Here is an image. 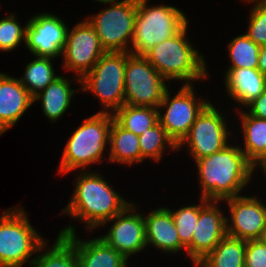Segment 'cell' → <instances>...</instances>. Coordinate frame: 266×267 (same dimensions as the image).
Masks as SVG:
<instances>
[{
    "label": "cell",
    "mask_w": 266,
    "mask_h": 267,
    "mask_svg": "<svg viewBox=\"0 0 266 267\" xmlns=\"http://www.w3.org/2000/svg\"><path fill=\"white\" fill-rule=\"evenodd\" d=\"M202 194L200 198L221 202L240 196L253 176L254 166L239 145H226L218 152L196 160Z\"/></svg>",
    "instance_id": "1"
},
{
    "label": "cell",
    "mask_w": 266,
    "mask_h": 267,
    "mask_svg": "<svg viewBox=\"0 0 266 267\" xmlns=\"http://www.w3.org/2000/svg\"><path fill=\"white\" fill-rule=\"evenodd\" d=\"M81 172L75 180V191L63 213L82 220L87 231L111 220L130 203L111 188L99 173Z\"/></svg>",
    "instance_id": "2"
},
{
    "label": "cell",
    "mask_w": 266,
    "mask_h": 267,
    "mask_svg": "<svg viewBox=\"0 0 266 267\" xmlns=\"http://www.w3.org/2000/svg\"><path fill=\"white\" fill-rule=\"evenodd\" d=\"M188 25L143 54L167 81L183 80L185 84H192L209 77L205 59L186 38Z\"/></svg>",
    "instance_id": "3"
},
{
    "label": "cell",
    "mask_w": 266,
    "mask_h": 267,
    "mask_svg": "<svg viewBox=\"0 0 266 267\" xmlns=\"http://www.w3.org/2000/svg\"><path fill=\"white\" fill-rule=\"evenodd\" d=\"M113 114L98 112L73 132L68 139L60 161L59 173L67 174L78 168L86 169L92 163L103 161L106 144L109 143V131Z\"/></svg>",
    "instance_id": "4"
},
{
    "label": "cell",
    "mask_w": 266,
    "mask_h": 267,
    "mask_svg": "<svg viewBox=\"0 0 266 267\" xmlns=\"http://www.w3.org/2000/svg\"><path fill=\"white\" fill-rule=\"evenodd\" d=\"M0 216V267H21L29 258L46 248L47 239L31 226L28 214L13 207Z\"/></svg>",
    "instance_id": "5"
},
{
    "label": "cell",
    "mask_w": 266,
    "mask_h": 267,
    "mask_svg": "<svg viewBox=\"0 0 266 267\" xmlns=\"http://www.w3.org/2000/svg\"><path fill=\"white\" fill-rule=\"evenodd\" d=\"M149 0H137V13L130 53L143 55L151 47L174 36L187 24V16L173 6L147 4Z\"/></svg>",
    "instance_id": "6"
},
{
    "label": "cell",
    "mask_w": 266,
    "mask_h": 267,
    "mask_svg": "<svg viewBox=\"0 0 266 267\" xmlns=\"http://www.w3.org/2000/svg\"><path fill=\"white\" fill-rule=\"evenodd\" d=\"M126 60L127 52H105L80 79L81 89L85 92L91 91L100 99L104 108L99 112L114 114L125 104Z\"/></svg>",
    "instance_id": "7"
},
{
    "label": "cell",
    "mask_w": 266,
    "mask_h": 267,
    "mask_svg": "<svg viewBox=\"0 0 266 267\" xmlns=\"http://www.w3.org/2000/svg\"><path fill=\"white\" fill-rule=\"evenodd\" d=\"M109 4L111 7L90 16L87 21L93 26L105 52H130L137 0H113Z\"/></svg>",
    "instance_id": "8"
},
{
    "label": "cell",
    "mask_w": 266,
    "mask_h": 267,
    "mask_svg": "<svg viewBox=\"0 0 266 267\" xmlns=\"http://www.w3.org/2000/svg\"><path fill=\"white\" fill-rule=\"evenodd\" d=\"M166 79L143 55L127 52L124 74L125 104L158 108L168 89Z\"/></svg>",
    "instance_id": "9"
},
{
    "label": "cell",
    "mask_w": 266,
    "mask_h": 267,
    "mask_svg": "<svg viewBox=\"0 0 266 267\" xmlns=\"http://www.w3.org/2000/svg\"><path fill=\"white\" fill-rule=\"evenodd\" d=\"M182 85L173 98L170 97L167 89L158 106L159 123L176 145L188 134L197 116L210 103L205 99H197L192 84ZM161 107L162 109L166 108L163 115L161 114Z\"/></svg>",
    "instance_id": "10"
},
{
    "label": "cell",
    "mask_w": 266,
    "mask_h": 267,
    "mask_svg": "<svg viewBox=\"0 0 266 267\" xmlns=\"http://www.w3.org/2000/svg\"><path fill=\"white\" fill-rule=\"evenodd\" d=\"M228 128L225 117L210 102L177 145V150L180 152L181 147L187 144L194 161L210 156L229 144Z\"/></svg>",
    "instance_id": "11"
},
{
    "label": "cell",
    "mask_w": 266,
    "mask_h": 267,
    "mask_svg": "<svg viewBox=\"0 0 266 267\" xmlns=\"http://www.w3.org/2000/svg\"><path fill=\"white\" fill-rule=\"evenodd\" d=\"M70 31L67 30L66 43L62 51L65 69L75 71L80 79L99 61L105 50L101 47L98 35L87 21H80Z\"/></svg>",
    "instance_id": "12"
},
{
    "label": "cell",
    "mask_w": 266,
    "mask_h": 267,
    "mask_svg": "<svg viewBox=\"0 0 266 267\" xmlns=\"http://www.w3.org/2000/svg\"><path fill=\"white\" fill-rule=\"evenodd\" d=\"M67 30L56 15L36 14L27 21L25 45L35 57L58 58L66 43Z\"/></svg>",
    "instance_id": "13"
},
{
    "label": "cell",
    "mask_w": 266,
    "mask_h": 267,
    "mask_svg": "<svg viewBox=\"0 0 266 267\" xmlns=\"http://www.w3.org/2000/svg\"><path fill=\"white\" fill-rule=\"evenodd\" d=\"M135 206L130 203L121 213L106 221L102 226L113 220L114 223L106 235L99 236L127 260L147 246L144 216L136 213Z\"/></svg>",
    "instance_id": "14"
},
{
    "label": "cell",
    "mask_w": 266,
    "mask_h": 267,
    "mask_svg": "<svg viewBox=\"0 0 266 267\" xmlns=\"http://www.w3.org/2000/svg\"><path fill=\"white\" fill-rule=\"evenodd\" d=\"M223 202H227L230 210L231 223L226 217L228 236L247 241L261 239L266 227L265 203L257 197L244 195L227 198Z\"/></svg>",
    "instance_id": "15"
},
{
    "label": "cell",
    "mask_w": 266,
    "mask_h": 267,
    "mask_svg": "<svg viewBox=\"0 0 266 267\" xmlns=\"http://www.w3.org/2000/svg\"><path fill=\"white\" fill-rule=\"evenodd\" d=\"M199 218L192 234L191 260L196 266L227 235L226 217L216 206L218 201L201 198Z\"/></svg>",
    "instance_id": "16"
},
{
    "label": "cell",
    "mask_w": 266,
    "mask_h": 267,
    "mask_svg": "<svg viewBox=\"0 0 266 267\" xmlns=\"http://www.w3.org/2000/svg\"><path fill=\"white\" fill-rule=\"evenodd\" d=\"M74 226H66L60 234L65 235L75 246L79 267H127V258L110 247L100 237L82 240L76 236Z\"/></svg>",
    "instance_id": "17"
},
{
    "label": "cell",
    "mask_w": 266,
    "mask_h": 267,
    "mask_svg": "<svg viewBox=\"0 0 266 267\" xmlns=\"http://www.w3.org/2000/svg\"><path fill=\"white\" fill-rule=\"evenodd\" d=\"M33 104L19 79L0 72V136L12 128Z\"/></svg>",
    "instance_id": "18"
},
{
    "label": "cell",
    "mask_w": 266,
    "mask_h": 267,
    "mask_svg": "<svg viewBox=\"0 0 266 267\" xmlns=\"http://www.w3.org/2000/svg\"><path fill=\"white\" fill-rule=\"evenodd\" d=\"M147 246L166 253H177L186 248L181 244L170 209L160 207L144 216Z\"/></svg>",
    "instance_id": "19"
},
{
    "label": "cell",
    "mask_w": 266,
    "mask_h": 267,
    "mask_svg": "<svg viewBox=\"0 0 266 267\" xmlns=\"http://www.w3.org/2000/svg\"><path fill=\"white\" fill-rule=\"evenodd\" d=\"M224 83L228 95L242 106H246L262 94L266 77L258 69L228 68Z\"/></svg>",
    "instance_id": "20"
},
{
    "label": "cell",
    "mask_w": 266,
    "mask_h": 267,
    "mask_svg": "<svg viewBox=\"0 0 266 267\" xmlns=\"http://www.w3.org/2000/svg\"><path fill=\"white\" fill-rule=\"evenodd\" d=\"M71 84L68 79L59 75L33 98V103L41 99L43 114L51 122L59 120L69 108L71 99L77 91L71 88Z\"/></svg>",
    "instance_id": "21"
},
{
    "label": "cell",
    "mask_w": 266,
    "mask_h": 267,
    "mask_svg": "<svg viewBox=\"0 0 266 267\" xmlns=\"http://www.w3.org/2000/svg\"><path fill=\"white\" fill-rule=\"evenodd\" d=\"M139 137L123 128L114 118L109 131V161L117 164L141 163Z\"/></svg>",
    "instance_id": "22"
},
{
    "label": "cell",
    "mask_w": 266,
    "mask_h": 267,
    "mask_svg": "<svg viewBox=\"0 0 266 267\" xmlns=\"http://www.w3.org/2000/svg\"><path fill=\"white\" fill-rule=\"evenodd\" d=\"M240 110L244 148H240L246 159L255 166L266 160V120L256 118ZM246 112V113H245Z\"/></svg>",
    "instance_id": "23"
},
{
    "label": "cell",
    "mask_w": 266,
    "mask_h": 267,
    "mask_svg": "<svg viewBox=\"0 0 266 267\" xmlns=\"http://www.w3.org/2000/svg\"><path fill=\"white\" fill-rule=\"evenodd\" d=\"M247 240L226 235L196 267H245Z\"/></svg>",
    "instance_id": "24"
},
{
    "label": "cell",
    "mask_w": 266,
    "mask_h": 267,
    "mask_svg": "<svg viewBox=\"0 0 266 267\" xmlns=\"http://www.w3.org/2000/svg\"><path fill=\"white\" fill-rule=\"evenodd\" d=\"M42 252L28 262L31 267H79L75 246L63 234L59 233L54 245Z\"/></svg>",
    "instance_id": "25"
},
{
    "label": "cell",
    "mask_w": 266,
    "mask_h": 267,
    "mask_svg": "<svg viewBox=\"0 0 266 267\" xmlns=\"http://www.w3.org/2000/svg\"><path fill=\"white\" fill-rule=\"evenodd\" d=\"M158 115V108L124 104L113 117L123 128L140 136L159 122Z\"/></svg>",
    "instance_id": "26"
},
{
    "label": "cell",
    "mask_w": 266,
    "mask_h": 267,
    "mask_svg": "<svg viewBox=\"0 0 266 267\" xmlns=\"http://www.w3.org/2000/svg\"><path fill=\"white\" fill-rule=\"evenodd\" d=\"M25 68L23 77L18 78L32 98L41 93L58 75H55L51 57H36Z\"/></svg>",
    "instance_id": "27"
},
{
    "label": "cell",
    "mask_w": 266,
    "mask_h": 267,
    "mask_svg": "<svg viewBox=\"0 0 266 267\" xmlns=\"http://www.w3.org/2000/svg\"><path fill=\"white\" fill-rule=\"evenodd\" d=\"M138 137L141 150V162L147 158L158 162L167 146L171 148V150L177 151V145L167 135V132L162 128L159 122L152 128L145 130L143 134Z\"/></svg>",
    "instance_id": "28"
},
{
    "label": "cell",
    "mask_w": 266,
    "mask_h": 267,
    "mask_svg": "<svg viewBox=\"0 0 266 267\" xmlns=\"http://www.w3.org/2000/svg\"><path fill=\"white\" fill-rule=\"evenodd\" d=\"M260 47L246 34L235 37L228 46L229 68L257 69Z\"/></svg>",
    "instance_id": "29"
},
{
    "label": "cell",
    "mask_w": 266,
    "mask_h": 267,
    "mask_svg": "<svg viewBox=\"0 0 266 267\" xmlns=\"http://www.w3.org/2000/svg\"><path fill=\"white\" fill-rule=\"evenodd\" d=\"M181 244L186 248L187 255L191 260L192 234L199 218V205L181 207L179 210L170 209Z\"/></svg>",
    "instance_id": "30"
},
{
    "label": "cell",
    "mask_w": 266,
    "mask_h": 267,
    "mask_svg": "<svg viewBox=\"0 0 266 267\" xmlns=\"http://www.w3.org/2000/svg\"><path fill=\"white\" fill-rule=\"evenodd\" d=\"M16 15L11 13L8 17L0 19V50L10 52L19 47L21 41L26 43V28L21 27L20 23L16 20Z\"/></svg>",
    "instance_id": "31"
},
{
    "label": "cell",
    "mask_w": 266,
    "mask_h": 267,
    "mask_svg": "<svg viewBox=\"0 0 266 267\" xmlns=\"http://www.w3.org/2000/svg\"><path fill=\"white\" fill-rule=\"evenodd\" d=\"M250 10V20L246 35L257 45L266 44V1H258Z\"/></svg>",
    "instance_id": "32"
},
{
    "label": "cell",
    "mask_w": 266,
    "mask_h": 267,
    "mask_svg": "<svg viewBox=\"0 0 266 267\" xmlns=\"http://www.w3.org/2000/svg\"><path fill=\"white\" fill-rule=\"evenodd\" d=\"M245 267H266V243L261 239L247 241Z\"/></svg>",
    "instance_id": "33"
},
{
    "label": "cell",
    "mask_w": 266,
    "mask_h": 267,
    "mask_svg": "<svg viewBox=\"0 0 266 267\" xmlns=\"http://www.w3.org/2000/svg\"><path fill=\"white\" fill-rule=\"evenodd\" d=\"M246 107L250 108L248 114L266 120V85L262 94L247 104Z\"/></svg>",
    "instance_id": "34"
},
{
    "label": "cell",
    "mask_w": 266,
    "mask_h": 267,
    "mask_svg": "<svg viewBox=\"0 0 266 267\" xmlns=\"http://www.w3.org/2000/svg\"><path fill=\"white\" fill-rule=\"evenodd\" d=\"M257 69L266 77V44L260 47Z\"/></svg>",
    "instance_id": "35"
},
{
    "label": "cell",
    "mask_w": 266,
    "mask_h": 267,
    "mask_svg": "<svg viewBox=\"0 0 266 267\" xmlns=\"http://www.w3.org/2000/svg\"><path fill=\"white\" fill-rule=\"evenodd\" d=\"M257 166H258V167L260 166V169H262V171L264 172V175H265V177H266V160L261 161V162H259L258 164H256V165L254 166V170H255V168H256Z\"/></svg>",
    "instance_id": "36"
},
{
    "label": "cell",
    "mask_w": 266,
    "mask_h": 267,
    "mask_svg": "<svg viewBox=\"0 0 266 267\" xmlns=\"http://www.w3.org/2000/svg\"><path fill=\"white\" fill-rule=\"evenodd\" d=\"M261 240H262L263 242H265V243H266V227H265V229H264V231H263V234H262Z\"/></svg>",
    "instance_id": "37"
},
{
    "label": "cell",
    "mask_w": 266,
    "mask_h": 267,
    "mask_svg": "<svg viewBox=\"0 0 266 267\" xmlns=\"http://www.w3.org/2000/svg\"><path fill=\"white\" fill-rule=\"evenodd\" d=\"M94 1H98V2H101V3H109L110 1H113V0H94Z\"/></svg>",
    "instance_id": "38"
},
{
    "label": "cell",
    "mask_w": 266,
    "mask_h": 267,
    "mask_svg": "<svg viewBox=\"0 0 266 267\" xmlns=\"http://www.w3.org/2000/svg\"><path fill=\"white\" fill-rule=\"evenodd\" d=\"M244 1H247V2L249 1L253 3V2H258V1H266V0H244Z\"/></svg>",
    "instance_id": "39"
}]
</instances>
